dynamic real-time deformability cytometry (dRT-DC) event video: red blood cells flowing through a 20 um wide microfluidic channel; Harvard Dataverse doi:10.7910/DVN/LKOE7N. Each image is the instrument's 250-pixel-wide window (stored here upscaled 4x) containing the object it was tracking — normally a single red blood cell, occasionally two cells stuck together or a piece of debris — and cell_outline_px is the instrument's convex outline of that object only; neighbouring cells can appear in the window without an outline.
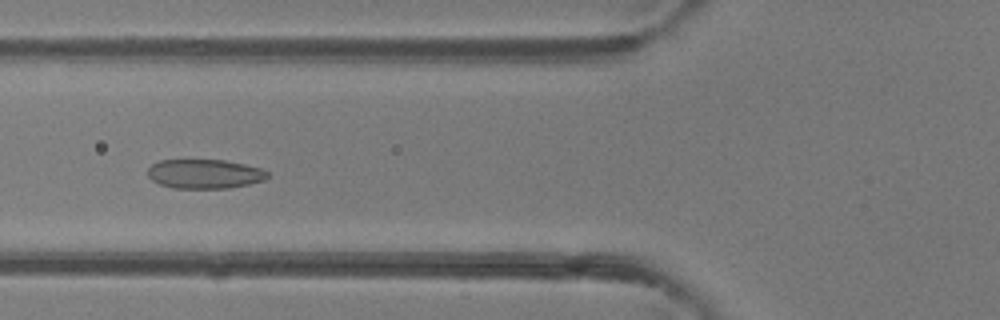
{"species": "common noctule bat (a hibernating species)", "species_latin": "Nyctalus noctula", "temperature_condition": "room temperature", "stored_images_in_passage": 47, "camera_frame_rate_fps": 3000, "um_per_image_px": 0.085, "animal": {"sex": "female"}, "frame": {"image": 1, "passage_image": 18, "time_ms": 5.667, "image_size_px": [1000, 320], "cell_outline_px": [[268, 176], [264, 180], [248, 184], [228, 188], [172, 188], [160, 184], [152, 180], [148, 176], [148, 168], [152, 164], [160, 160], [224, 160], [244, 164], [260, 168], [268, 172]], "centroid_in_image_um": [17.37, 14.78], "position_along_channel_um": 108.4, "area_um2": 20.35}}
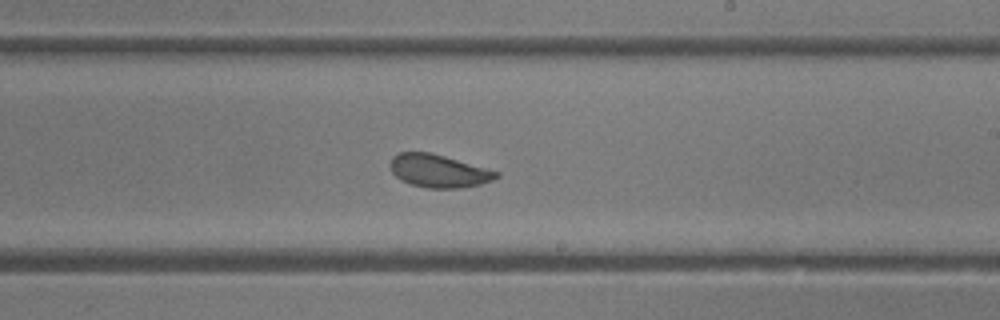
{"frame": {"image": 2, "passage_image": 28, "time_ms": 9.0, "image_size_px": [1000, 320], "cell_outline_px": [[500, 176], [492, 180], [480, 184], [460, 188], [428, 188], [412, 184], [400, 180], [392, 172], [388, 164], [392, 156], [400, 152], [428, 152], [444, 156], [500, 172]], "centroid_in_image_um": [37.25, 14.53], "position_along_channel_um": 251.7, "area_um2": 20.29}}
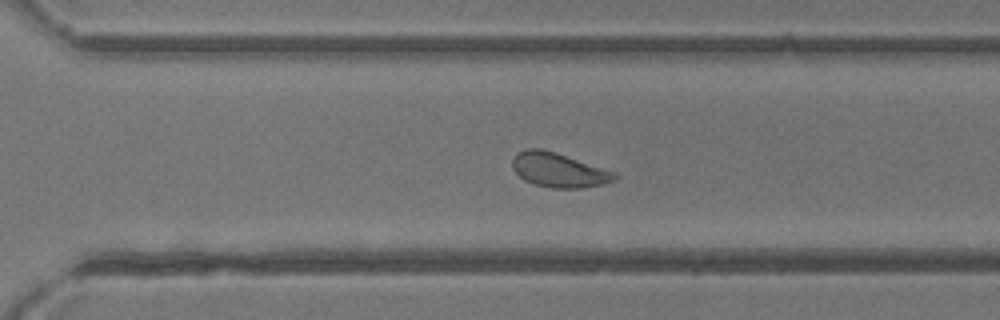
{"frame": {"image": 3, "passage_image": 33, "time_ms": 10.667, "image_size_px": [1000, 320], "cell_outline_px": [[620, 176], [616, 180], [604, 184], [580, 188], [552, 188], [532, 184], [524, 180], [512, 168], [512, 156], [524, 148], [540, 148], [556, 152], [616, 172]], "centroid_in_image_um": [47.49, 14.45], "position_along_channel_um": 323.1, "area_um2": 20.81}, "authors_computed_cell_mechanics": {"area_um2": 21.964, "velocity_mm_per_s": 4.2917, "shape_relaxation_time_tau1_ms": 2.9061, "shape_relaxation_time_tau2_ms": 1.1721, "deformation_change_tau1": 0.1008, "deformation_change_tau2": 0.0615}}